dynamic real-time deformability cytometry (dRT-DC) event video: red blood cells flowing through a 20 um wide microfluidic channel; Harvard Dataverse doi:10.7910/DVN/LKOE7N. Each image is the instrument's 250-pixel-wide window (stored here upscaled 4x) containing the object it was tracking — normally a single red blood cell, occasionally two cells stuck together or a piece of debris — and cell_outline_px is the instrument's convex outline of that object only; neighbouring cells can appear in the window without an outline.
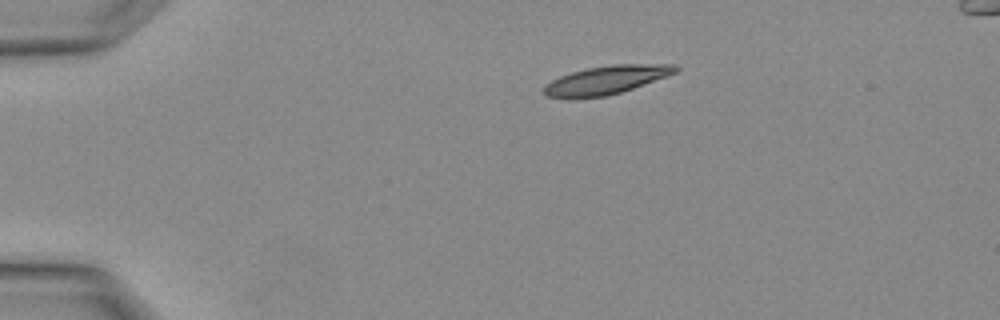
{"species": "Egyptian fruit bat (a non-hibernating species)", "species_latin": "Rousettus aegyptiacus", "temperature_condition": "warm", "stored_images_in_passage": 4, "camera_frame_rate_fps": 3000, "um_per_image_px": 0.085, "animal": {"sex": "female"}, "frame": {"image": 1, "passage_image": 4, "time_ms": 1.0, "image_size_px": [1000, 320], "cell_outline_px": [[680, 68], [676, 72], [668, 76], [608, 96], [544, 96], [544, 84], [560, 76], [572, 72], [588, 68], [612, 64], [676, 64]], "centroid_in_image_um": [51.6, 6.76], "position_along_channel_um": 33.4, "area_um2": 21.27}}